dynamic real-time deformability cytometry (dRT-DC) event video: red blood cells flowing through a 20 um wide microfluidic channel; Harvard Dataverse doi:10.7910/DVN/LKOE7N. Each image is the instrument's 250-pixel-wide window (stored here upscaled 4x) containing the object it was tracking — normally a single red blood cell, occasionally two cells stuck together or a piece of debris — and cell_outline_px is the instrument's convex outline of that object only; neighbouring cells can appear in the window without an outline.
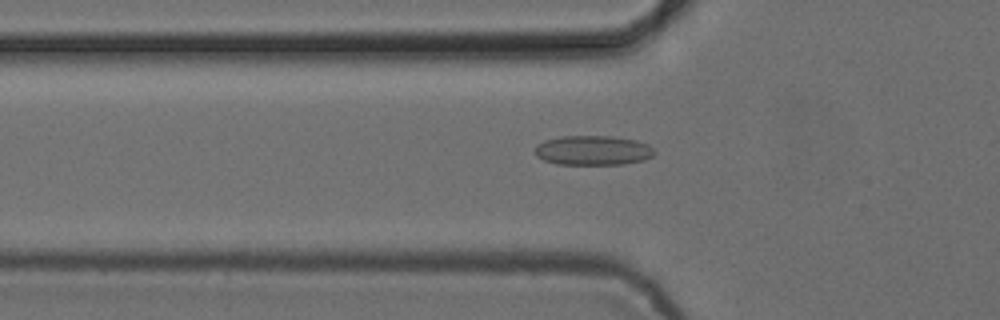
{"species": "common noctule bat (a hibernating species)", "species_latin": "Nyctalus noctula", "temperature_condition": "cold", "stored_images_in_passage": 51, "camera_frame_rate_fps": 3000, "um_per_image_px": 0.085, "animal": {"sex": "female", "body_mass_g": 24.6, "forearm_length_mm": 56.2}, "frame": {"image": 1, "passage_image": 16, "time_ms": 5.0, "image_size_px": [1000, 320], "cell_outline_px": [[656, 152], [652, 156], [644, 160], [624, 164], [556, 164], [544, 160], [536, 156], [536, 144], [544, 140], [560, 136], [612, 136], [636, 140], [648, 144]], "centroid_in_image_um": [50.4, 12.78], "position_along_channel_um": 75.4, "area_um2": 20.69}}
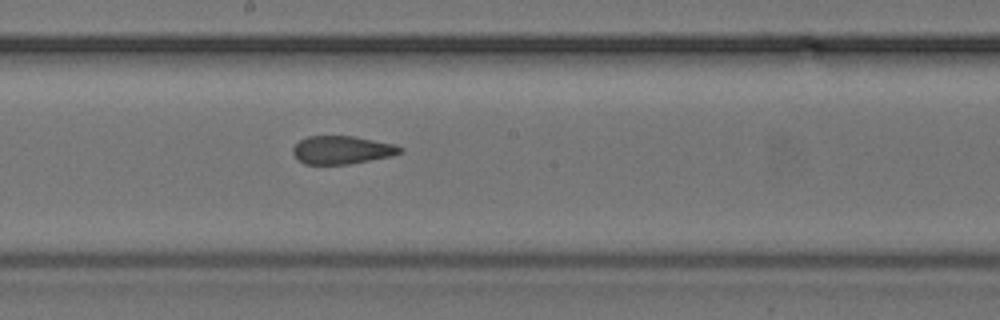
{"frame": {"image": 2, "passage_image": 27, "time_ms": 8.667, "image_size_px": [1000, 320], "cell_outline_px": [[404, 152], [392, 156], [348, 164], [304, 164], [292, 152], [292, 148], [300, 140], [308, 136], [352, 136], [396, 144], [404, 148]], "centroid_in_image_um": [29.11, 12.74], "position_along_channel_um": 219.1, "area_um2": 17.57}}
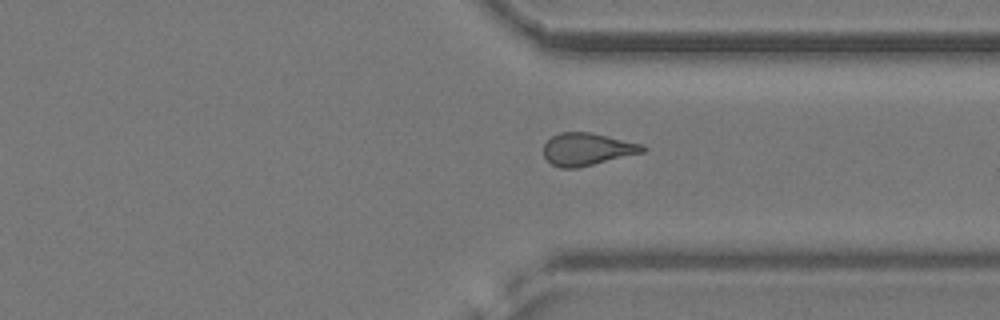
{"frame": {"image": 3, "passage_image": 38, "time_ms": 12.333, "image_size_px": [1000, 320], "cell_outline_px": [[648, 148], [644, 152], [576, 168], [560, 168], [552, 164], [544, 156], [544, 144], [552, 136], [560, 132], [592, 132], [644, 144]], "centroid_in_image_um": [49.93, 12.67], "position_along_channel_um": 361.5, "area_um2": 18.79}, "authors_computed_cell_mechanics": {"area_um2": 18.8428, "velocity_mm_per_s": 3.8876, "shape_relaxation_time_tau1_ms": null, "shape_relaxation_time_tau2_ms": 1.523, "deformation_change_tau1": null, "deformation_change_tau2": 0.0923}}